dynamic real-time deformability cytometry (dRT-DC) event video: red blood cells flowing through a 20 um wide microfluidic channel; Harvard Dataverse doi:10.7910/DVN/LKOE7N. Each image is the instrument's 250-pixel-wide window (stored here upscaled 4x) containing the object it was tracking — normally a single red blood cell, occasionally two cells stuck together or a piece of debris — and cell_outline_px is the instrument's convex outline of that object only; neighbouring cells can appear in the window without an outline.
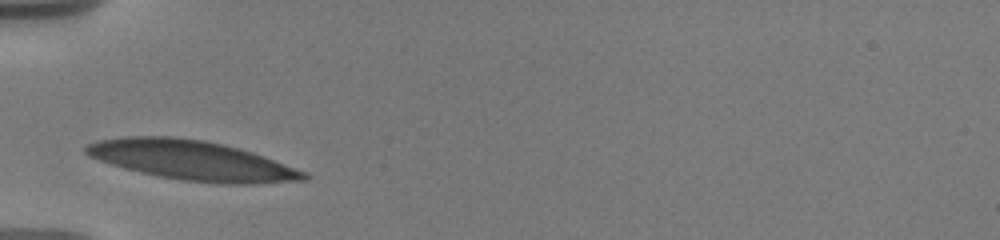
{"species": "human", "species_latin": "Homo sapiens", "temperature_condition": "warm", "stored_images_in_passage": 7, "camera_frame_rate_fps": 3000, "um_per_image_px": 0.085, "donor": {"sex": "male"}, "frame": {"image": 1, "passage_image": 1, "time_ms": 0.0, "image_size_px": [1000, 240], "cell_outline_px": [[308, 180], [252, 184], [224, 184], [180, 180], [140, 172], [124, 168], [88, 156], [84, 152], [84, 144], [96, 140], [124, 136], [172, 136], [204, 140], [224, 144], [252, 152], [264, 156], [308, 172]], "centroid_in_image_um": [16.31, 13.62], "position_along_channel_um": 68.7, "area_um2": 50.58}}
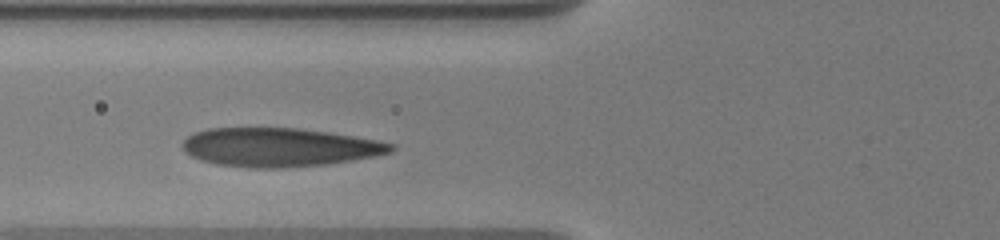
{"frame": {"image": 2, "passage_image": 4, "time_ms": 1.0, "image_size_px": [1000, 240], "cell_outline_px": [[396, 148], [392, 152], [352, 160], [328, 164], [284, 168], [248, 168], [216, 164], [200, 160], [184, 152], [180, 144], [188, 136], [196, 132], [208, 128], [300, 128], [328, 132], [376, 140], [396, 144]], "centroid_in_image_um": [23.72, 12.52], "position_along_channel_um": 102.1, "area_um2": 47.22}}
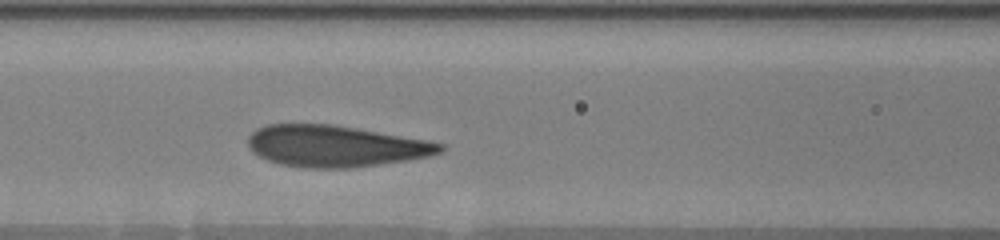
{"frame": {"image": 3, "passage_image": 6, "time_ms": 2.0, "image_size_px": [1000, 240], "cell_outline_px": [[444, 152], [428, 156], [408, 160], [352, 168], [304, 168], [280, 164], [268, 160], [252, 152], [248, 144], [248, 136], [256, 128], [268, 124], [332, 124], [356, 128], [424, 140], [444, 144]], "centroid_in_image_um": [28.48, 12.42], "position_along_channel_um": 138.1, "area_um2": 46.3}}